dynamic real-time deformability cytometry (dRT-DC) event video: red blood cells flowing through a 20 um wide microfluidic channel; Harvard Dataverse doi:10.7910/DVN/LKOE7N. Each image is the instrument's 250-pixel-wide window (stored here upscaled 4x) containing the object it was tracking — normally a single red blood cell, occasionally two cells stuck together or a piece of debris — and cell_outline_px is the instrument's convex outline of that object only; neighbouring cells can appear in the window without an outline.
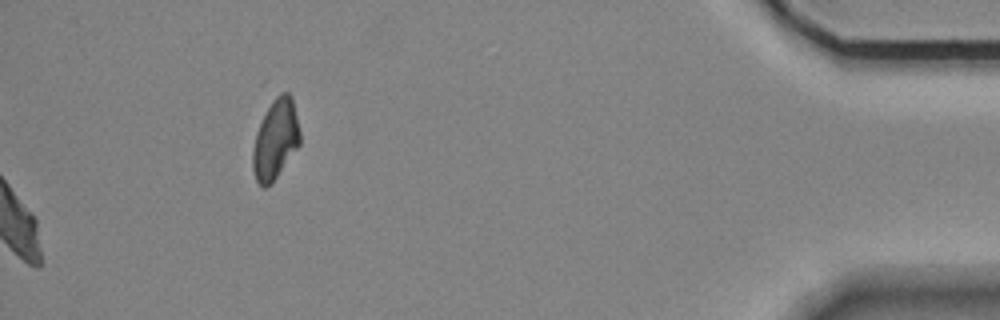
{"species": "Egyptian fruit bat (a non-hibernating species)", "species_latin": "Rousettus aegyptiacus", "temperature_condition": "room temperature", "stored_images_in_passage": 56, "camera_frame_rate_fps": 3000, "um_per_image_px": 0.085, "animal": {"sex": "female"}, "frame": {"image": 1, "passage_image": 56, "time_ms": 18.333, "image_size_px": [1000, 320], "cell_outline_px": [[300, 144], [272, 184], [264, 188], [256, 180], [252, 168], [252, 152], [256, 132], [272, 100], [280, 92], [288, 92], [292, 96], [300, 132]], "centroid_in_image_um": [23.42, 11.87], "position_along_channel_um": 411.8, "area_um2": 21.91}, "authors_computed_cell_mechanics": {"area_um2": 23.7558, "velocity_mm_per_s": 3.6603, "shape_relaxation_time_tau1_ms": 5.2965, "shape_relaxation_time_tau2_ms": 2.0905, "deformation_change_tau1": 0.1338, "deformation_change_tau2": 0.088}}